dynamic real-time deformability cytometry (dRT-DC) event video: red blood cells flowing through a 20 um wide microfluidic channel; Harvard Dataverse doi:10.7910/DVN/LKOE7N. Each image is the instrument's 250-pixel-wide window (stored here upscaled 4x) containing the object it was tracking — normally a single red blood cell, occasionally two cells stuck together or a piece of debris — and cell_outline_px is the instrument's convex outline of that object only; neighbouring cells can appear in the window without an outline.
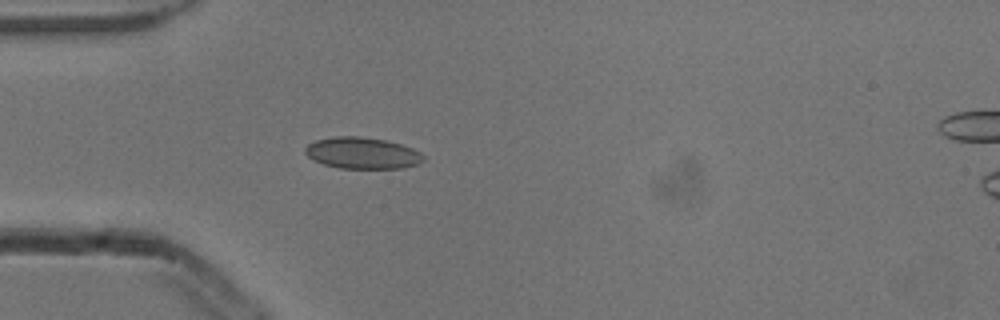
{"species": "common noctule bat (a hibernating species)", "species_latin": "Nyctalus noctula", "temperature_condition": "cold", "stored_images_in_passage": 4, "camera_frame_rate_fps": 3000, "um_per_image_px": 0.085, "animal": {"sex": "male", "body_mass_g": 13.3}, "frame": {"image": 1, "passage_image": 3, "time_ms": 0.667, "image_size_px": [1000, 320], "cell_outline_px": [[424, 160], [420, 164], [404, 168], [340, 168], [324, 164], [312, 160], [304, 152], [304, 148], [308, 144], [316, 140], [336, 136], [360, 136], [384, 140], [400, 144], [412, 148], [420, 152], [424, 156]], "centroid_in_image_um": [30.8, 13.01], "position_along_channel_um": 54.2, "area_um2": 21.73}}